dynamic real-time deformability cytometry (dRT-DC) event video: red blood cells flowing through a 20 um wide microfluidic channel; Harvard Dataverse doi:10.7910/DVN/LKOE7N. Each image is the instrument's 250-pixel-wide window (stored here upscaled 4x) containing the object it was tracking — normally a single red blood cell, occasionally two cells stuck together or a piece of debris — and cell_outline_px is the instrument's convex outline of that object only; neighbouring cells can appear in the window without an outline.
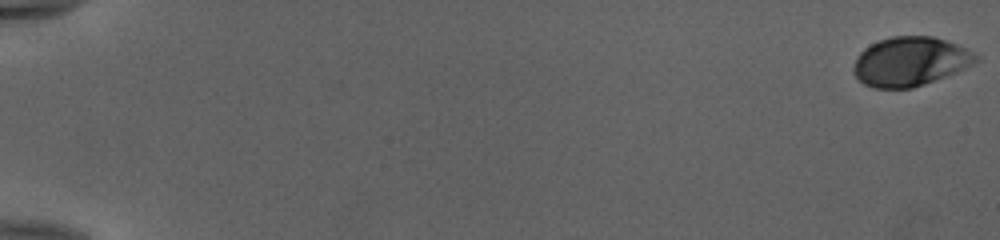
{"species": "human", "species_latin": "Homo sapiens", "temperature_condition": "cold", "stored_images_in_passage": 54, "camera_frame_rate_fps": 3000, "um_per_image_px": 0.085, "donor": {"sex": "female"}, "frame": {"image": 1, "passage_image": 1, "time_ms": 0.0, "image_size_px": [1000, 240], "cell_outline_px": [[980, 60], [956, 72], [924, 84], [912, 88], [872, 88], [864, 84], [852, 72], [852, 68], [860, 52], [864, 48], [880, 40], [892, 36], [932, 36], [956, 44], [980, 56]], "centroid_in_image_um": [77.35, 5.23], "position_along_channel_um": 7.6, "area_um2": 34.8}}
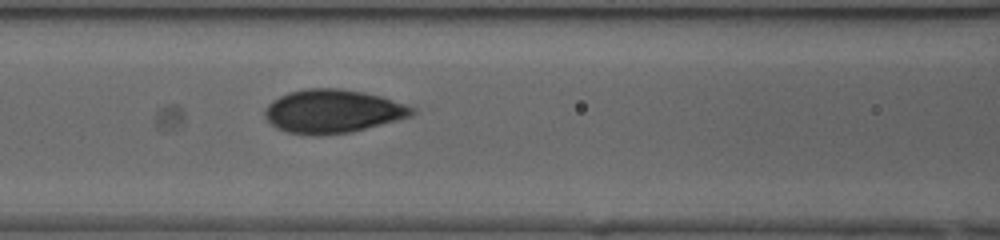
{"frame": {"image": 2, "passage_image": 26, "time_ms": 8.333, "image_size_px": [1000, 240], "cell_outline_px": [[416, 112], [412, 116], [352, 132], [316, 136], [312, 136], [288, 132], [276, 128], [264, 116], [264, 112], [268, 104], [272, 100], [288, 92], [308, 88], [340, 88], [364, 92], [380, 96], [416, 108]], "centroid_in_image_um": [28.27, 9.46], "position_along_channel_um": 138.3, "area_um2": 37.4}}
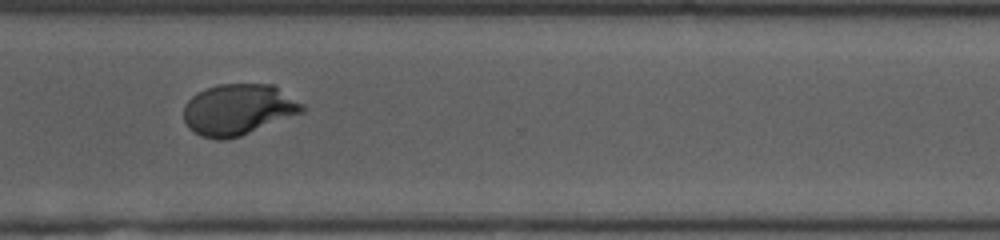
{"frame": {"image": 3, "passage_image": 42, "time_ms": 13.667, "image_size_px": [1000, 240], "cell_outline_px": [[304, 112], [240, 136], [224, 140], [216, 140], [200, 136], [188, 128], [184, 120], [184, 104], [196, 92], [216, 84], [272, 84], [304, 104]], "centroid_in_image_um": [20.22, 9.31], "position_along_channel_um": 350.4, "area_um2": 35.43}, "authors_computed_cell_mechanics": {"area_um2": 35.5181, "velocity_mm_per_s": 3.9841, "shape_relaxation_time_tau1_ms": 3.694, "shape_relaxation_time_tau2_ms": null, "deformation_change_tau1": 0.1656, "deformation_change_tau2": null}}